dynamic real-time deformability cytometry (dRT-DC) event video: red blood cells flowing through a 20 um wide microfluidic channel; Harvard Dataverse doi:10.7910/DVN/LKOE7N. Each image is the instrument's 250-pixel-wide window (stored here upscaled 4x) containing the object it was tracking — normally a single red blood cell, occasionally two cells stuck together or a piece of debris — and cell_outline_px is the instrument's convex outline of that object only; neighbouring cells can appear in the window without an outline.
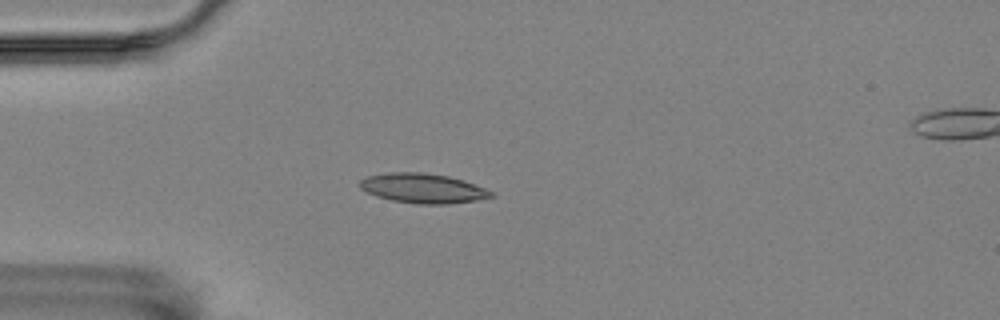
{"species": "Egyptian fruit bat (a non-hibernating species)", "species_latin": "Rousettus aegyptiacus", "temperature_condition": "room temperature", "stored_images_in_passage": 50, "camera_frame_rate_fps": 3000, "um_per_image_px": 0.085, "animal": {"sex": "female"}, "frame": {"image": 1, "passage_image": 9, "time_ms": 2.667, "image_size_px": [1000, 320], "cell_outline_px": [[496, 196], [476, 200], [448, 204], [416, 204], [392, 200], [376, 196], [360, 188], [356, 184], [364, 176], [384, 172], [424, 172], [448, 176], [464, 180], [484, 188], [492, 192]], "centroid_in_image_um": [35.89, 15.99], "position_along_channel_um": 49.1, "area_um2": 22.95}}
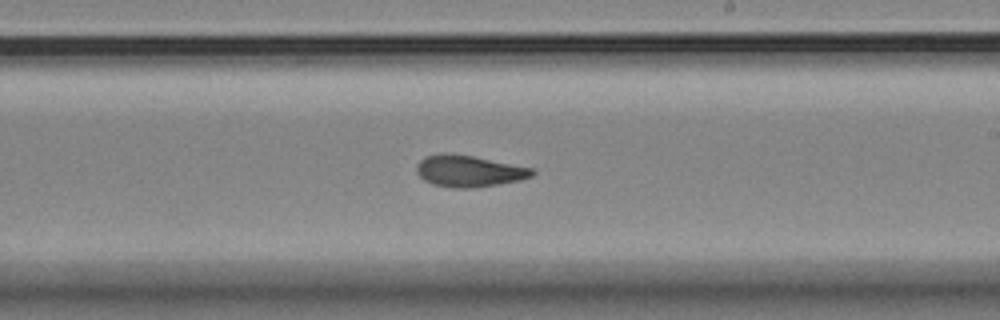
{"frame": {"image": 2, "passage_image": 27, "time_ms": 8.667, "image_size_px": [1000, 320], "cell_outline_px": [[536, 172], [532, 176], [520, 180], [476, 188], [456, 188], [432, 184], [424, 180], [416, 172], [416, 164], [424, 156], [472, 156], [536, 168]], "centroid_in_image_um": [39.93, 14.58], "position_along_channel_um": 249.1, "area_um2": 20.81}}
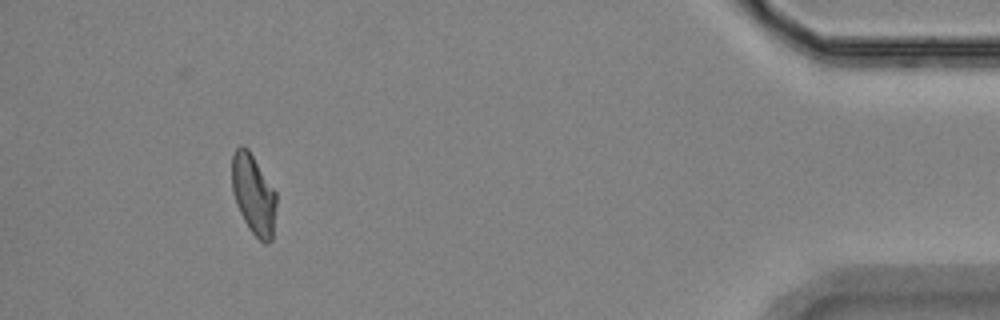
{"frame": {"image": 3, "passage_image": 46, "time_ms": 15.0, "image_size_px": [1000, 320], "cell_outline_px": [[276, 204], [272, 240], [268, 244], [264, 244], [248, 228], [236, 204], [232, 192], [232, 156], [236, 148], [240, 144], [244, 144], [248, 148], [276, 192]], "centroid_in_image_um": [21.54, 16.51], "position_along_channel_um": 413.7, "area_um2": 20.81}, "authors_computed_cell_mechanics": {"area_um2": 20.808, "velocity_mm_per_s": 3.5366, "shape_relaxation_time_tau1_ms": null, "shape_relaxation_time_tau2_ms": 2.598, "deformation_change_tau1": null, "deformation_change_tau2": 0.0861}}